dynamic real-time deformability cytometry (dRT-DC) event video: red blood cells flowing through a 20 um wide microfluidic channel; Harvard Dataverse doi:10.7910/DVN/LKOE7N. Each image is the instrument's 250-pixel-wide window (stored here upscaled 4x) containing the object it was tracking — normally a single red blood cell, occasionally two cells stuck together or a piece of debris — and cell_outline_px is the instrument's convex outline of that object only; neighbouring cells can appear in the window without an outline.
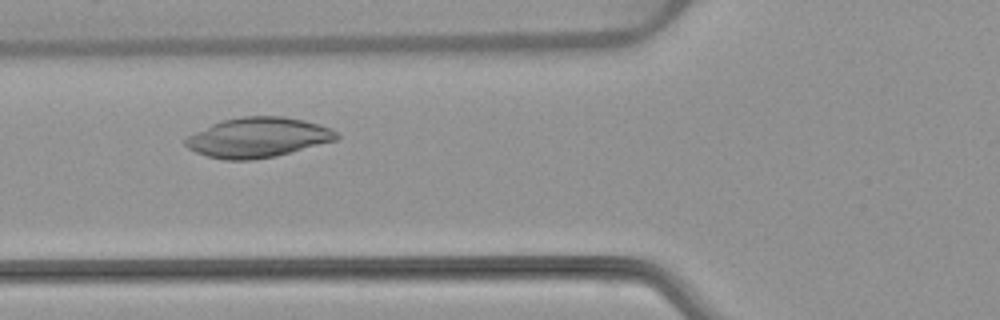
{"species": "common noctule bat (a hibernating species)", "species_latin": "Nyctalus noctula", "temperature_condition": "warm", "stored_images_in_passage": 32, "camera_frame_rate_fps": 3000, "um_per_image_px": 0.085, "animal": {"sex": "female", "body_mass_g": 22.7, "forearm_length_mm": 54.2}, "frame": {"image": 1, "passage_image": 4, "time_ms": 1.0, "image_size_px": [1000, 320], "cell_outline_px": [[340, 136], [336, 140], [276, 156], [252, 160], [224, 160], [208, 156], [196, 152], [188, 148], [184, 144], [184, 140], [188, 136], [220, 120], [244, 116], [284, 116], [304, 120], [332, 128]], "centroid_in_image_um": [21.93, 11.68], "position_along_channel_um": 103.9, "area_um2": 35.08}}
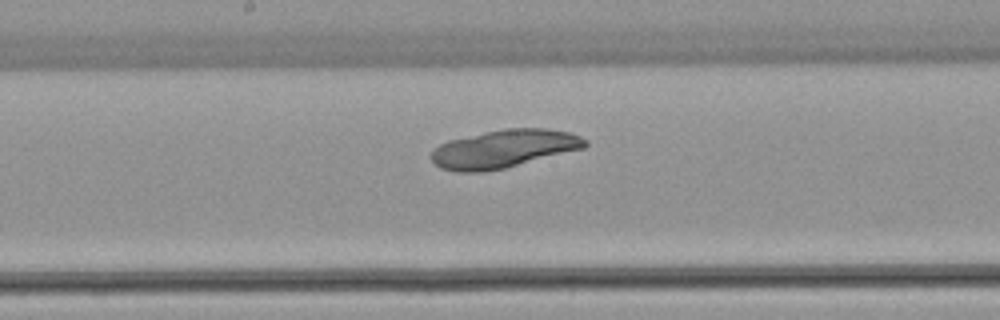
{"frame": {"image": 2, "passage_image": 12, "time_ms": 3.667, "image_size_px": [1000, 320], "cell_outline_px": [[588, 144], [584, 148], [504, 168], [480, 172], [456, 172], [440, 168], [432, 160], [432, 148], [448, 140], [484, 132], [504, 128], [548, 128], [572, 132], [588, 140]], "centroid_in_image_um": [42.84, 12.63], "position_along_channel_um": 205.4, "area_um2": 34.22}}
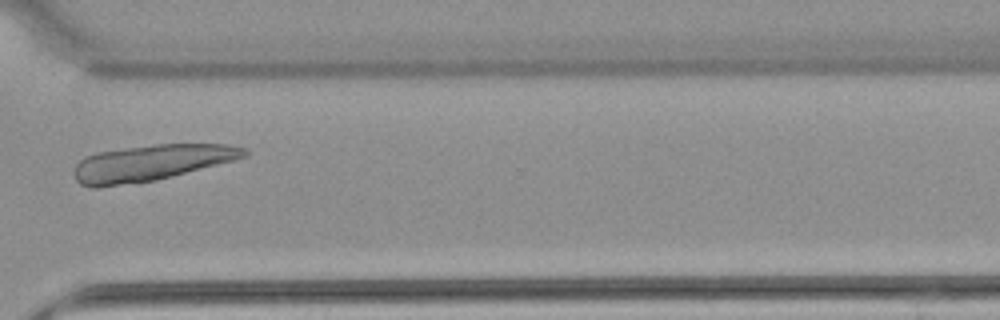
{"frame": {"image": 3, "passage_image": 24, "time_ms": 7.667, "image_size_px": [1000, 320], "cell_outline_px": [[248, 156], [172, 176], [140, 184], [96, 188], [92, 188], [80, 184], [76, 180], [72, 172], [76, 164], [84, 156], [96, 152], [156, 144], [228, 144], [248, 148]], "centroid_in_image_um": [12.79, 13.86], "position_along_channel_um": 357.8, "area_um2": 36.18}}